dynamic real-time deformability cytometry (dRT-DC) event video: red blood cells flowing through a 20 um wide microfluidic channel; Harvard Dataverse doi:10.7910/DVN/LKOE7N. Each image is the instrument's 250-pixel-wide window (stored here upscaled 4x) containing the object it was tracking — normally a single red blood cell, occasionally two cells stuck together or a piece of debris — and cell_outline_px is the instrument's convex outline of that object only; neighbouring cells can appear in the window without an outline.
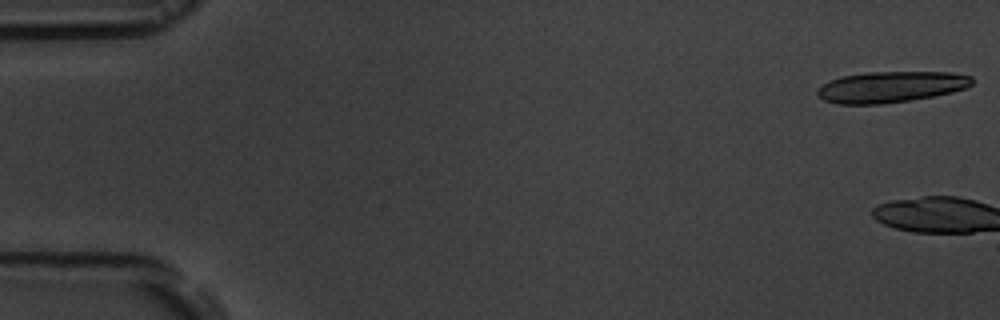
{"species": "common noctule bat (a hibernating species)", "species_latin": "Nyctalus noctula", "temperature_condition": "room temperature", "stored_images_in_passage": 5, "camera_frame_rate_fps": 3000, "um_per_image_px": 0.085, "animal": {"sex": "male", "body_mass_g": 19.5, "forearm_length_mm": 54.6}, "frame": {"image": 1, "passage_image": 1, "time_ms": 0.0, "image_size_px": [1000, 320], "cell_outline_px": [[972, 84], [964, 88], [952, 92], [932, 96], [908, 100], [880, 104], [836, 104], [824, 100], [816, 96], [816, 88], [828, 80], [840, 76], [868, 72], [952, 72], [972, 76]], "centroid_in_image_um": [75.65, 7.38], "position_along_channel_um": 9.4, "area_um2": 28.15}}